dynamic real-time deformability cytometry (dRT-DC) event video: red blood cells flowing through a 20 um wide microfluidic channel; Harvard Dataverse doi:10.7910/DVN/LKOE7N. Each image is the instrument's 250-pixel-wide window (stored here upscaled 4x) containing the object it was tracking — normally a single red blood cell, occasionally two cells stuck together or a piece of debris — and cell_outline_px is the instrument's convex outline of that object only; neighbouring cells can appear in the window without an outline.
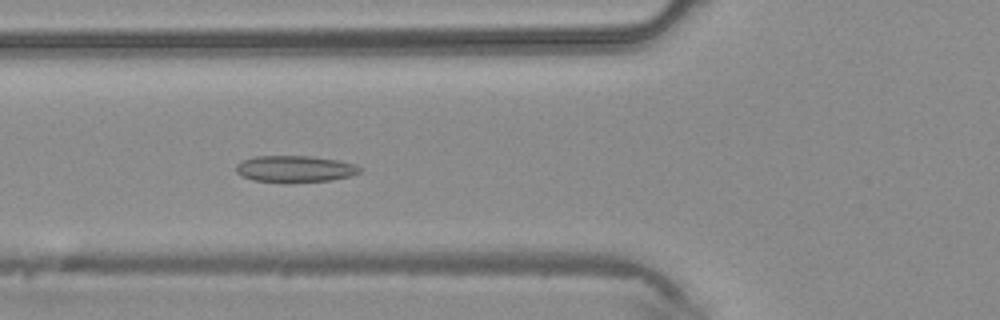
{"species": "common noctule bat (a hibernating species)", "species_latin": "Nyctalus noctula", "temperature_condition": "warm", "stored_images_in_passage": 42, "camera_frame_rate_fps": 3000, "um_per_image_px": 0.085, "animal": {"sex": "male", "body_mass_g": 20.4}, "frame": {"image": 1, "passage_image": 15, "time_ms": 4.667, "image_size_px": [1000, 320], "cell_outline_px": [[364, 168], [360, 172], [348, 176], [328, 180], [284, 184], [252, 180], [236, 172], [236, 164], [252, 156], [312, 156], [340, 160], [356, 164]], "centroid_in_image_um": [25.07, 14.36], "position_along_channel_um": 100.7, "area_um2": 19.59}}
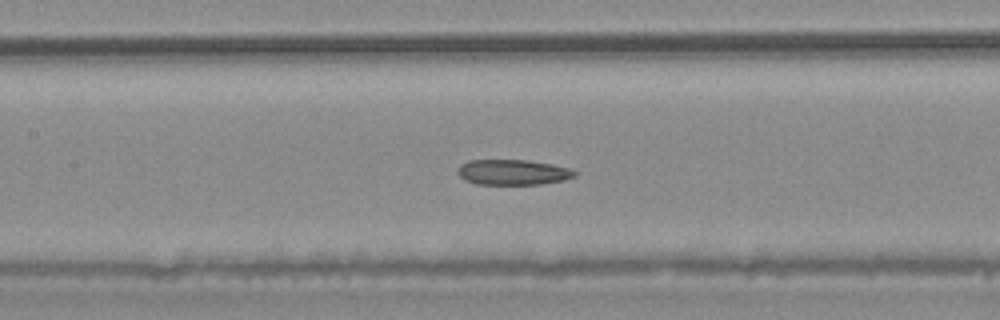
{"frame": {"image": 2, "passage_image": 19, "time_ms": 6.0, "image_size_px": [1000, 320], "cell_outline_px": [[576, 176], [564, 180], [544, 184], [476, 184], [464, 180], [456, 172], [460, 164], [468, 160], [528, 160], [552, 164], [568, 168], [576, 172]], "centroid_in_image_um": [43.57, 14.64], "position_along_channel_um": 163.8, "area_um2": 17.4}}
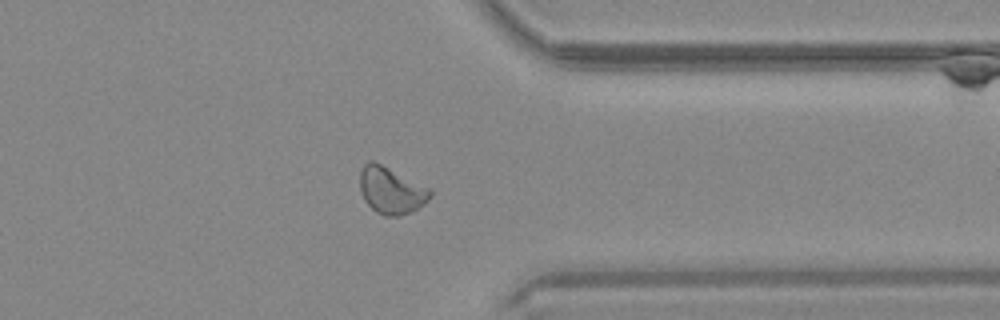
{"frame": {"image": 3, "passage_image": 33, "time_ms": 10.667, "image_size_px": [1000, 320], "cell_outline_px": [[432, 196], [424, 204], [400, 216], [384, 216], [376, 212], [364, 200], [360, 188], [360, 172], [364, 164], [368, 160], [372, 160], [428, 188], [432, 192]], "centroid_in_image_um": [33.21, 16.2], "position_along_channel_um": 378.2, "area_um2": 18.73}}